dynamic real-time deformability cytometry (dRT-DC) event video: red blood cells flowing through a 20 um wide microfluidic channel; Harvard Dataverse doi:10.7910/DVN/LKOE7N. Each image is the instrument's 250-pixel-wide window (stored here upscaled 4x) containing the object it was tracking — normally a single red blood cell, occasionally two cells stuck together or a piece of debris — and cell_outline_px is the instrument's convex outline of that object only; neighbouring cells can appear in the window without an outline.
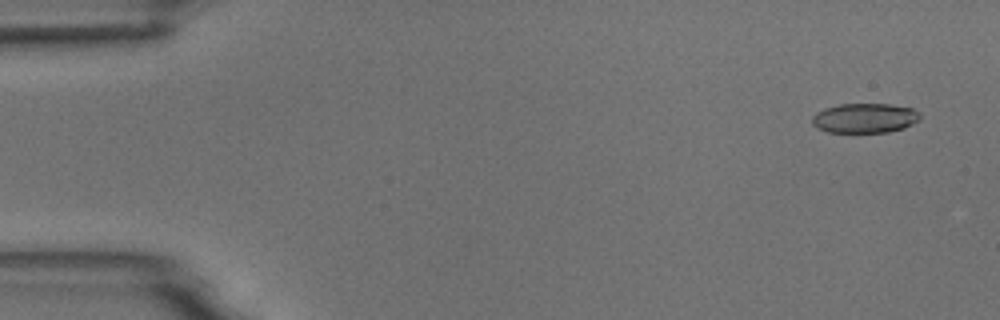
{"species": "common noctule bat (a hibernating species)", "species_latin": "Nyctalus noctula", "temperature_condition": "room temperature", "stored_images_in_passage": 5, "camera_frame_rate_fps": 3000, "um_per_image_px": 0.085, "animal": {"sex": "male", "body_mass_g": 18.8}, "frame": {"image": 1, "passage_image": 1, "time_ms": 0.0, "image_size_px": [1000, 320], "cell_outline_px": [[920, 120], [904, 128], [888, 132], [828, 132], [812, 124], [812, 116], [816, 112], [824, 108], [840, 104], [888, 104], [912, 108], [920, 112]], "centroid_in_image_um": [73.52, 10.03], "position_along_channel_um": 11.5, "area_um2": 18.67}}
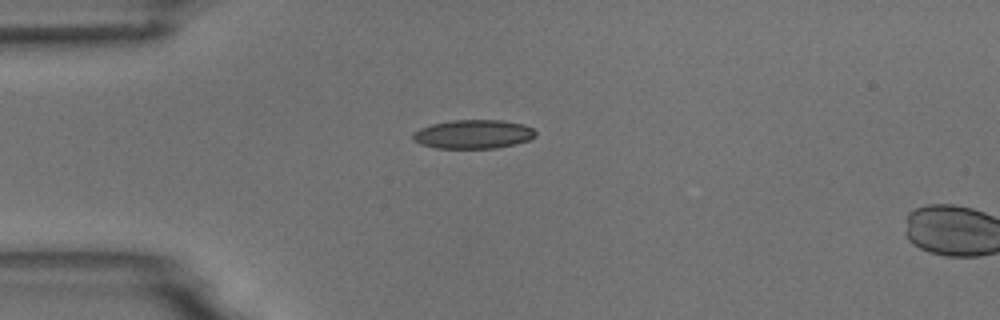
{"frame": {"image": 2, "passage_image": 4, "time_ms": 3.667, "image_size_px": [1000, 320], "cell_outline_px": [[536, 136], [528, 140], [496, 148], [436, 148], [420, 144], [412, 140], [412, 132], [420, 128], [432, 124], [452, 120], [504, 120], [524, 124], [532, 128], [536, 132]], "centroid_in_image_um": [40.2, 11.4], "position_along_channel_um": 44.8, "area_um2": 20.69}}